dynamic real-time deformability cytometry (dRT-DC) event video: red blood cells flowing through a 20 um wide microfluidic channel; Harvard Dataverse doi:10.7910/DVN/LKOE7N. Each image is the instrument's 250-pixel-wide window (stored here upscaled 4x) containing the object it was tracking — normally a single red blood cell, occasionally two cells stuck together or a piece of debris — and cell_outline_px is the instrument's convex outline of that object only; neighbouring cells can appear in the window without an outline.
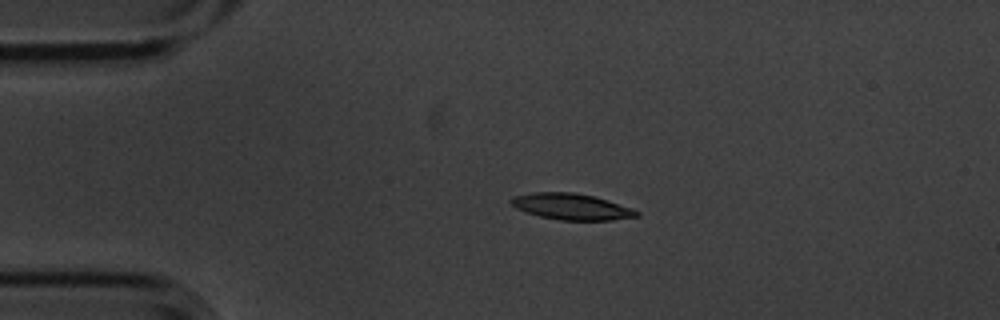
{"species": "common noctule bat (a hibernating species)", "species_latin": "Nyctalus noctula", "temperature_condition": "cold", "stored_images_in_passage": 3, "camera_frame_rate_fps": 3000, "um_per_image_px": 0.085, "animal": {"sex": "male", "body_mass_g": 20.1, "forearm_length_mm": 53.5}, "frame": {"image": 1, "passage_image": 2, "time_ms": 0.333, "image_size_px": [1000, 320], "cell_outline_px": [[640, 216], [612, 220], [560, 220], [540, 216], [516, 208], [508, 200], [512, 196], [532, 192], [576, 192], [608, 200], [632, 208], [640, 212]], "centroid_in_image_um": [48.58, 17.55], "position_along_channel_um": 36.4, "area_um2": 19.19}}